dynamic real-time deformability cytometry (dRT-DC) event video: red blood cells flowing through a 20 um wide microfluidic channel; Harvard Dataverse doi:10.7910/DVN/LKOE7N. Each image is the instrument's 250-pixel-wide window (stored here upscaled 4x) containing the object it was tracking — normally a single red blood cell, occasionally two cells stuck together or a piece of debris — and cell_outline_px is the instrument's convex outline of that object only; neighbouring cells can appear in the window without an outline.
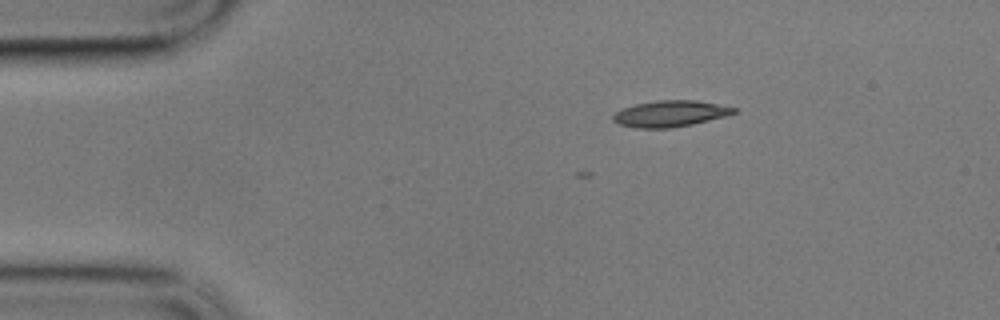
{"species": "common noctule bat (a hibernating species)", "species_latin": "Nyctalus noctula", "temperature_condition": "cold", "stored_images_in_passage": 4, "camera_frame_rate_fps": 3000, "um_per_image_px": 0.085, "animal": {"sex": "male", "body_mass_g": 17.9}, "frame": {"image": 1, "passage_image": 1, "time_ms": 0.0, "image_size_px": [1000, 320], "cell_outline_px": [[736, 112], [724, 116], [692, 124], [672, 128], [636, 128], [616, 124], [612, 120], [612, 116], [616, 112], [624, 108], [636, 104], [656, 100], [696, 100], [736, 108]], "centroid_in_image_um": [56.91, 9.67], "position_along_channel_um": 28.1, "area_um2": 18.32}}